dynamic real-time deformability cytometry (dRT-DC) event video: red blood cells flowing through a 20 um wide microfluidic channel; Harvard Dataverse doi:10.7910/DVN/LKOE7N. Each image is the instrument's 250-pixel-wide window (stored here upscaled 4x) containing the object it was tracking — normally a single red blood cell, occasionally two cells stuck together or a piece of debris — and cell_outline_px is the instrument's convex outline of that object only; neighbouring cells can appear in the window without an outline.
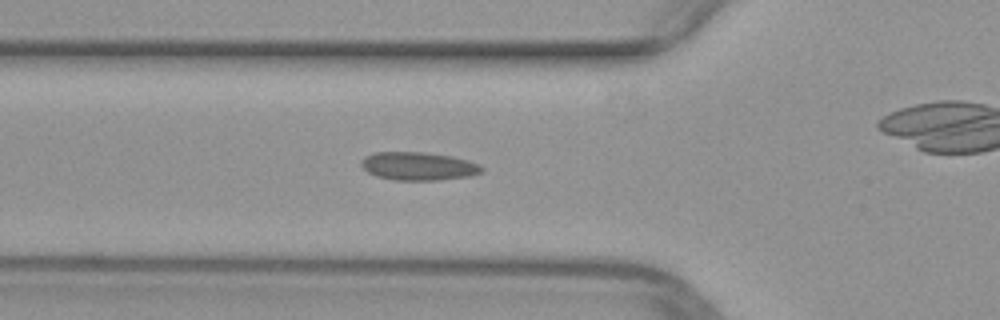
{"species": "common noctule bat (a hibernating species)", "species_latin": "Nyctalus noctula", "temperature_condition": "warm", "stored_images_in_passage": 25, "camera_frame_rate_fps": 3000, "um_per_image_px": 0.085, "animal": {"sex": "female", "body_mass_g": 29.2, "forearm_length_mm": 56.3}, "frame": {"image": 1, "passage_image": 2, "time_ms": 0.333, "image_size_px": [1000, 320], "cell_outline_px": [[484, 172], [468, 176], [436, 180], [396, 180], [376, 176], [368, 172], [360, 164], [360, 160], [364, 156], [376, 152], [424, 152], [452, 156], [468, 160], [480, 164], [484, 168]], "centroid_in_image_um": [35.57, 14.11], "position_along_channel_um": 90.2, "area_um2": 19.88}}
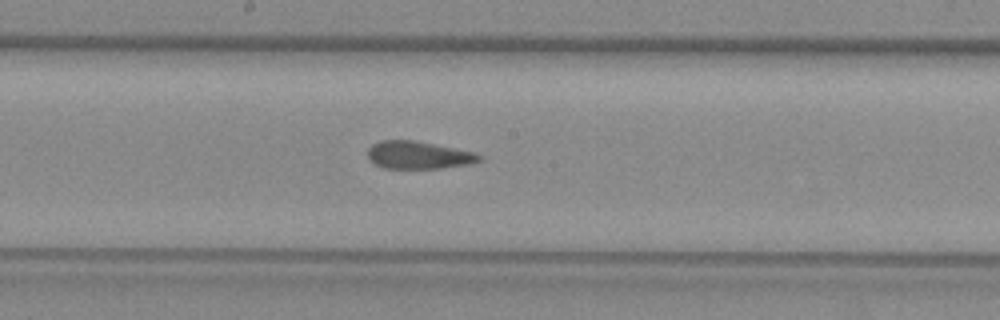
{"frame": {"image": 2, "passage_image": 11, "time_ms": 3.333, "image_size_px": [1000, 320], "cell_outline_px": [[484, 156], [480, 160], [472, 164], [440, 168], [384, 168], [372, 164], [368, 156], [368, 148], [372, 144], [380, 140], [412, 140], [476, 152]], "centroid_in_image_um": [35.57, 13.18], "position_along_channel_um": 212.6, "area_um2": 18.09}}
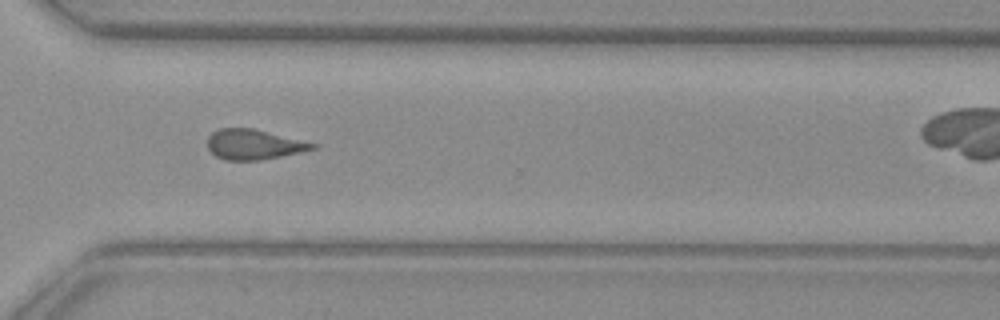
{"frame": {"image": 3, "passage_image": 21, "time_ms": 6.667, "image_size_px": [1000, 320], "cell_outline_px": [[320, 144], [316, 148], [300, 152], [260, 160], [224, 160], [216, 156], [208, 148], [208, 136], [212, 132], [220, 128], [252, 128]], "centroid_in_image_um": [21.58, 12.27], "position_along_channel_um": 349.0, "area_um2": 18.38}}